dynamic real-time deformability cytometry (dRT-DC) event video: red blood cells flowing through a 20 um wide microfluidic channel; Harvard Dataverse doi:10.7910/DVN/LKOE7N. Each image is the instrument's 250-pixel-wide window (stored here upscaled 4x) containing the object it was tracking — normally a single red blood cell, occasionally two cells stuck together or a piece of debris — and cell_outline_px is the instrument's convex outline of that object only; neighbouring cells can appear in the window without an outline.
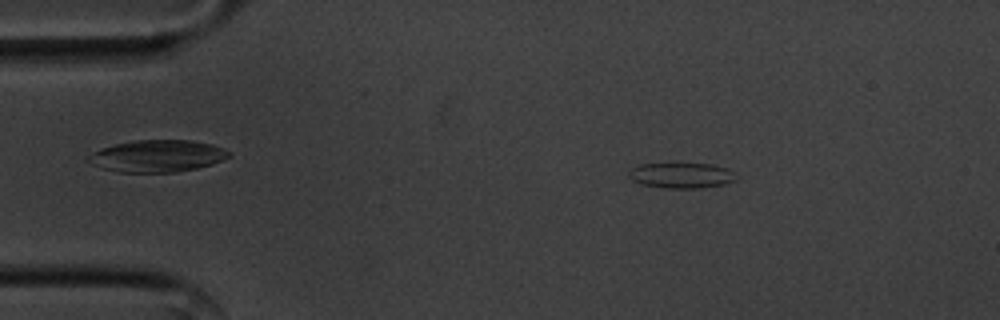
{"species": "common noctule bat (a hibernating species)", "species_latin": "Nyctalus noctula", "temperature_condition": "cold", "stored_images_in_passage": 55, "camera_frame_rate_fps": 3000, "um_per_image_px": 0.085, "animal": {"sex": "male", "body_mass_g": 20.1, "forearm_length_mm": 53.5}, "frame": {"image": 1, "passage_image": 9, "time_ms": 2.667, "image_size_px": [1000, 320], "cell_outline_px": [[740, 176], [736, 180], [724, 184], [704, 188], [664, 188], [640, 184], [632, 180], [628, 176], [628, 172], [632, 168], [640, 164], [708, 164], [728, 168]], "centroid_in_image_um": [57.95, 14.92], "position_along_channel_um": 27.0, "area_um2": 16.07}}
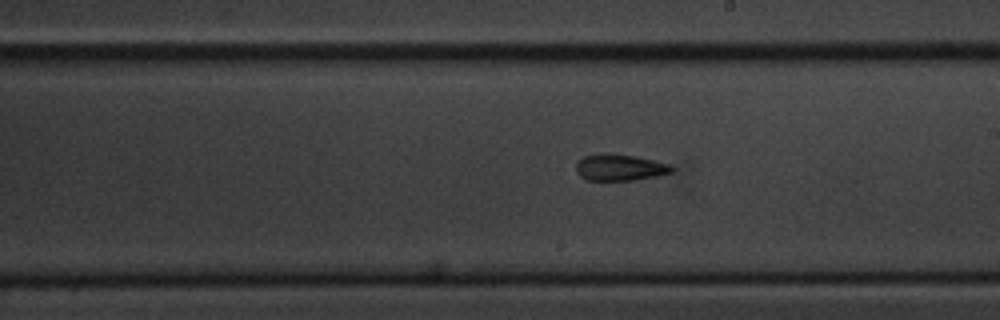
{"frame": {"image": 2, "passage_image": 31, "time_ms": 10.0, "image_size_px": [1000, 320], "cell_outline_px": [[676, 168], [672, 172], [656, 176], [636, 180], [588, 180], [580, 176], [576, 172], [576, 164], [584, 156], [636, 156], [668, 164]], "centroid_in_image_um": [52.73, 14.28], "position_along_channel_um": 236.3, "area_um2": 14.05}}
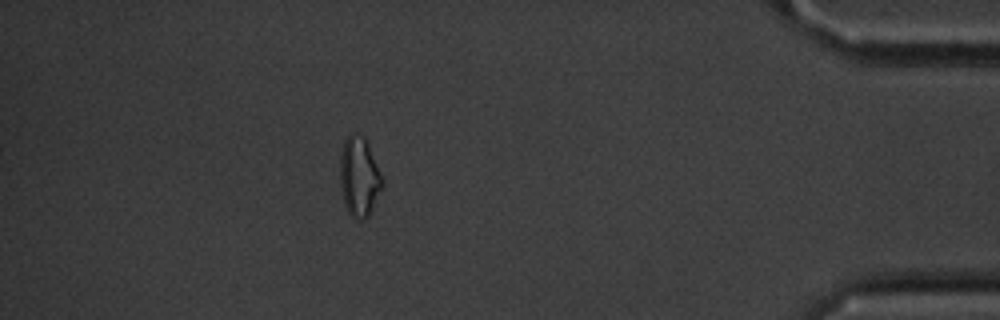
{"frame": {"image": 3, "passage_image": 49, "time_ms": 16.0, "image_size_px": [1000, 320], "cell_outline_px": [[384, 180], [372, 208], [368, 216], [360, 220], [356, 220], [348, 212], [344, 204], [340, 188], [340, 156], [344, 140], [352, 132], [356, 132], [364, 136], [368, 144]], "centroid_in_image_um": [30.51, 15.0], "position_along_channel_um": 404.7, "area_um2": 19.59}, "authors_computed_cell_mechanics": {"area_um2": 15.9528, "velocity_mm_per_s": 3.5928, "shape_relaxation_time_tau1_ms": null, "shape_relaxation_time_tau2_ms": 6.8738, "deformation_change_tau1": null, "deformation_change_tau2": 0.1457}}